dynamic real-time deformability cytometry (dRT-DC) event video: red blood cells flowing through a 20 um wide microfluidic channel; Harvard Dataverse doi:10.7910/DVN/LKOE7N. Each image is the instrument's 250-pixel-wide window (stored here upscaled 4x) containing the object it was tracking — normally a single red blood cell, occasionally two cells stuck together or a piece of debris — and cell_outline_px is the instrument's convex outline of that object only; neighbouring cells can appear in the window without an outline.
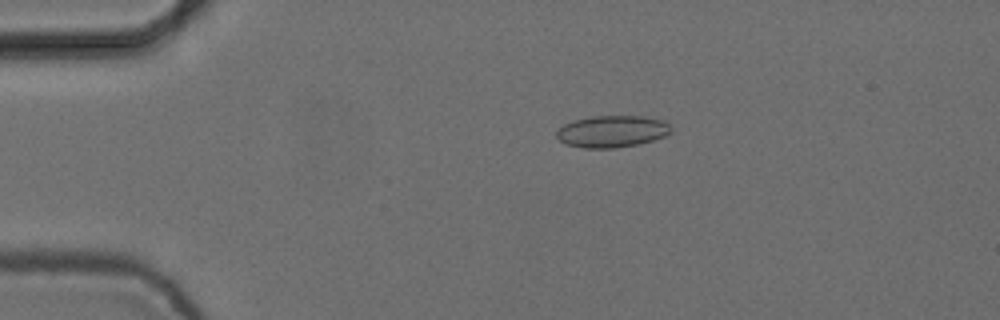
{"species": "common noctule bat (a hibernating species)", "species_latin": "Nyctalus noctula", "temperature_condition": "cold", "stored_images_in_passage": 5, "camera_frame_rate_fps": 3000, "um_per_image_px": 0.085, "animal": {"sex": "female", "body_mass_g": 24.6, "forearm_length_mm": 56.2}, "frame": {"image": 1, "passage_image": 3, "time_ms": 0.667, "image_size_px": [1000, 320], "cell_outline_px": [[672, 132], [664, 136], [652, 140], [636, 144], [616, 148], [584, 148], [564, 144], [556, 136], [556, 132], [564, 124], [572, 120], [592, 116], [640, 116], [664, 120], [672, 128]], "centroid_in_image_um": [52.01, 11.17], "position_along_channel_um": 33.0, "area_um2": 21.27}}
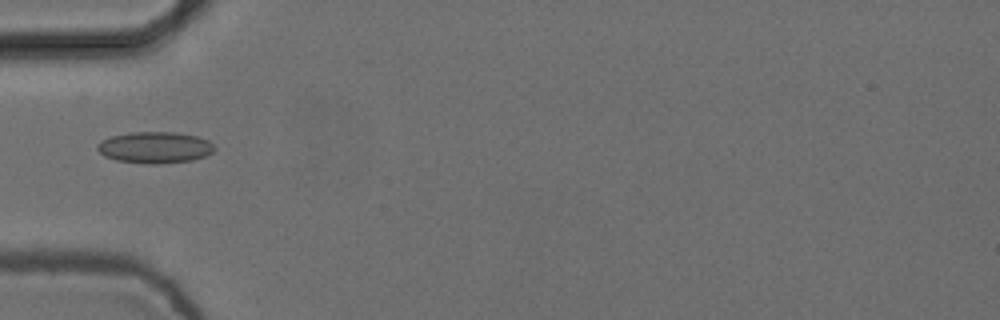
{"frame": {"image": 2, "passage_image": 5, "time_ms": 1.333, "image_size_px": [1000, 320], "cell_outline_px": [[216, 148], [212, 152], [204, 156], [192, 160], [156, 164], [148, 164], [116, 160], [104, 156], [96, 148], [96, 144], [112, 136], [132, 132], [176, 132], [196, 136], [208, 140]], "centroid_in_image_um": [13.16, 12.53], "position_along_channel_um": 71.8, "area_um2": 21.33}}